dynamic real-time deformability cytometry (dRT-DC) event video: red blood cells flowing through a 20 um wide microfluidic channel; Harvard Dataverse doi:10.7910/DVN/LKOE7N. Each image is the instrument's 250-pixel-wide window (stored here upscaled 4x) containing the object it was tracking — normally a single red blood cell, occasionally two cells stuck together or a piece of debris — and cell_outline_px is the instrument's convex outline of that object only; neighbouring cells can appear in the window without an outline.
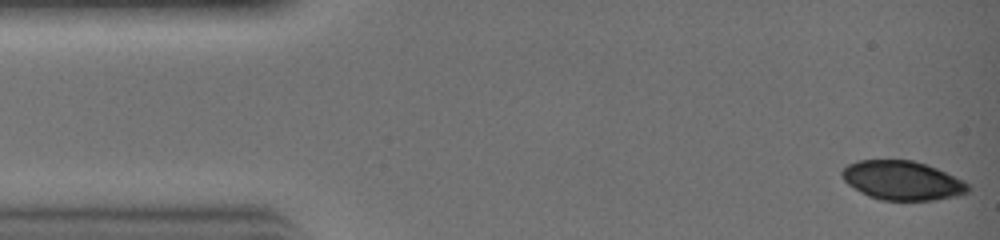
{"species": "common noctule bat (a hibernating species)", "species_latin": "Nyctalus noctula", "temperature_condition": "warm", "stored_images_in_passage": 3, "camera_frame_rate_fps": 3000, "um_per_image_px": 0.085, "animal": {"sex": "female", "body_mass_g": 19.0, "forearm_length_mm": 51.5}, "frame": {"image": 1, "passage_image": 1, "time_ms": 0.0, "image_size_px": [1000, 240], "cell_outline_px": [[972, 188], [968, 192], [956, 196], [936, 200], [880, 200], [868, 196], [860, 192], [848, 184], [840, 176], [840, 172], [848, 164], [856, 160], [912, 160], [928, 164], [964, 180]], "centroid_in_image_um": [76.7, 15.34], "position_along_channel_um": 8.3, "area_um2": 29.02}}